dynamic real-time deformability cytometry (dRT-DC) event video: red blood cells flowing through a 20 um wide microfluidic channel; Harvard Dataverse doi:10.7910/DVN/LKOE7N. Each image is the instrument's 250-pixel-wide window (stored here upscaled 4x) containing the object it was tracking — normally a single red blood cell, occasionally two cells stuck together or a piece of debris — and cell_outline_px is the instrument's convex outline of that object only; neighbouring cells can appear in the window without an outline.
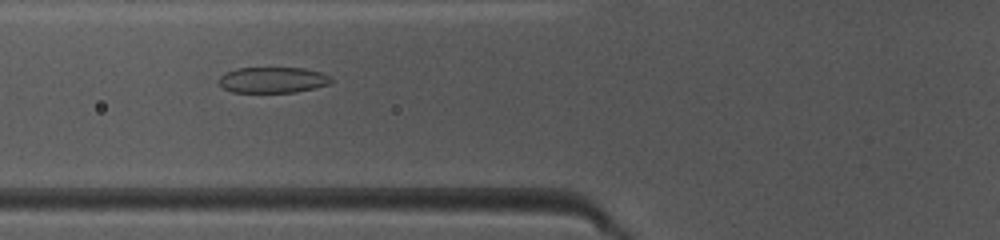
{"species": "common noctule bat (a hibernating species)", "species_latin": "Nyctalus noctula", "temperature_condition": "warm", "stored_images_in_passage": 33, "camera_frame_rate_fps": 3000, "um_per_image_px": 0.085, "animal": {"sex": "female", "body_mass_g": 10.0, "forearm_length_mm": 53.1}, "frame": {"image": 1, "passage_image": 3, "time_ms": 0.667, "image_size_px": [1000, 240], "cell_outline_px": [[332, 84], [296, 92], [232, 92], [224, 88], [220, 84], [220, 76], [224, 72], [236, 68], [304, 68], [320, 72], [328, 76], [332, 80]], "centroid_in_image_um": [23.19, 6.79], "position_along_channel_um": 102.6, "area_um2": 16.88}}
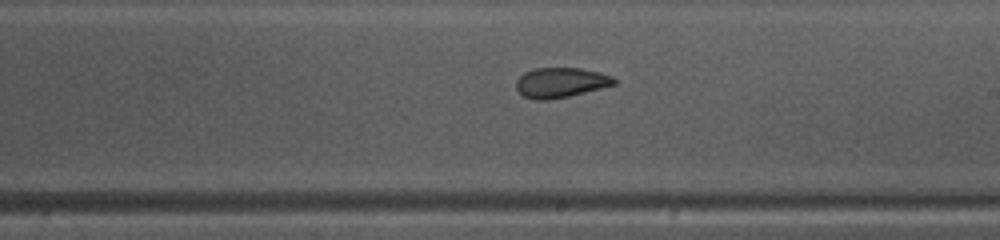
{"frame": {"image": 2, "passage_image": 13, "time_ms": 4.0, "image_size_px": [1000, 240], "cell_outline_px": [[616, 84], [568, 96], [548, 100], [536, 100], [524, 96], [516, 88], [516, 80], [524, 72], [536, 68], [580, 68], [600, 72], [612, 76], [616, 80]], "centroid_in_image_um": [47.65, 7.01], "position_along_channel_um": 241.4, "area_um2": 16.99}}
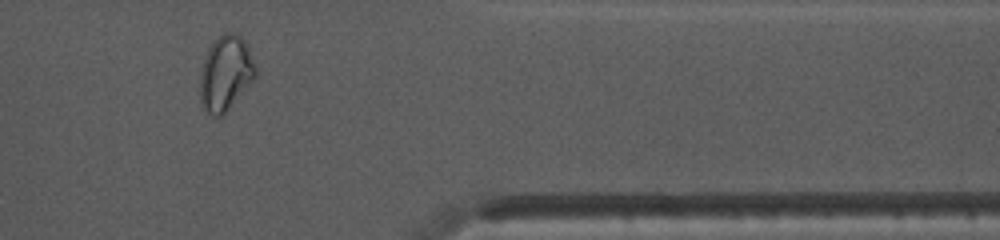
{"frame": {"image": 3, "passage_image": 25, "time_ms": 8.0, "image_size_px": [1000, 240], "cell_outline_px": [[256, 76], [228, 108], [220, 116], [216, 116], [208, 112], [200, 104], [200, 72], [204, 56], [208, 48], [224, 32], [236, 32], [248, 44], [256, 68]], "centroid_in_image_um": [19.16, 6.18], "position_along_channel_um": 392.2, "area_um2": 23.99}, "authors_computed_cell_mechanics": {"area_um2": 17.5712, "velocity_mm_per_s": 4.1458, "shape_relaxation_time_tau1_ms": 7.3083, "shape_relaxation_time_tau2_ms": 1.3646, "deformation_change_tau1": 0.1958, "deformation_change_tau2": 0.0725}}